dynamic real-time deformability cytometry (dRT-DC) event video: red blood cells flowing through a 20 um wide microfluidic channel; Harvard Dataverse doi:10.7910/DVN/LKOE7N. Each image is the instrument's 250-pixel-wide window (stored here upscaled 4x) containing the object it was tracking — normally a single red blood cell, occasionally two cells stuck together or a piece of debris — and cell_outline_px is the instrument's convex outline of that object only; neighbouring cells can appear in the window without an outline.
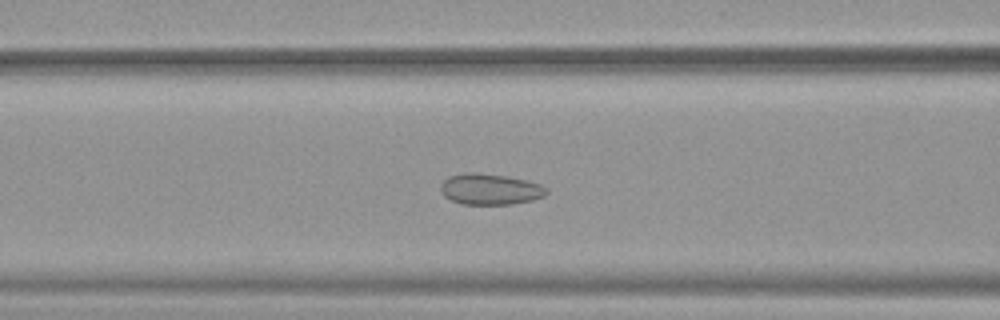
{"species": "common noctule bat (a hibernating species)", "species_latin": "Nyctalus noctula", "temperature_condition": "warm", "stored_images_in_passage": 40, "camera_frame_rate_fps": 3000, "um_per_image_px": 0.085, "animal": {"sex": "female", "body_mass_g": 19.9}, "frame": {"image": 1, "passage_image": 10, "time_ms": 3.0, "image_size_px": [1000, 320], "cell_outline_px": [[548, 192], [544, 196], [532, 200], [512, 204], [460, 204], [444, 196], [440, 192], [440, 184], [448, 176], [468, 172], [476, 172], [508, 176], [540, 184], [548, 188]], "centroid_in_image_um": [41.64, 16.08], "position_along_channel_um": 125.0, "area_um2": 19.25}}
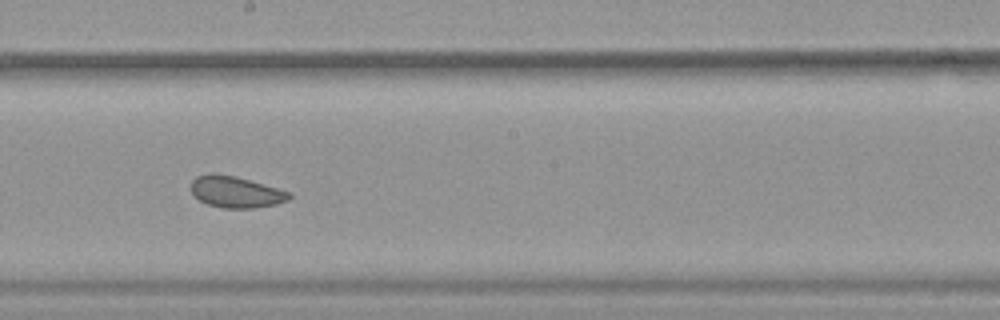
{"frame": {"image": 2, "passage_image": 18, "time_ms": 5.667, "image_size_px": [1000, 320], "cell_outline_px": [[292, 196], [288, 200], [276, 204], [252, 208], [224, 208], [208, 204], [200, 200], [192, 192], [192, 180], [196, 176], [208, 172], [216, 172], [236, 176], [292, 192]], "centroid_in_image_um": [20.05, 16.29], "position_along_channel_um": 228.1, "area_um2": 18.09}}
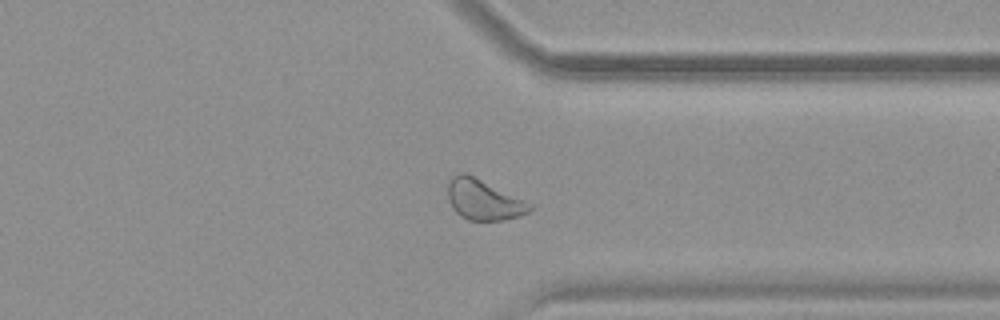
{"frame": {"image": 3, "passage_image": 29, "time_ms": 9.333, "image_size_px": [1000, 320], "cell_outline_px": [[532, 208], [528, 212], [520, 216], [500, 220], [468, 220], [460, 216], [452, 208], [448, 200], [448, 180], [452, 176], [460, 172], [464, 172], [524, 200], [532, 204]], "centroid_in_image_um": [41.06, 16.98], "position_along_channel_um": 370.3, "area_um2": 19.07}, "authors_computed_cell_mechanics": {"area_um2": 19.3341, "velocity_mm_per_s": 3.8878, "shape_relaxation_time_tau1_ms": null, "shape_relaxation_time_tau2_ms": 1.6246, "deformation_change_tau1": null, "deformation_change_tau2": 0.0756}}